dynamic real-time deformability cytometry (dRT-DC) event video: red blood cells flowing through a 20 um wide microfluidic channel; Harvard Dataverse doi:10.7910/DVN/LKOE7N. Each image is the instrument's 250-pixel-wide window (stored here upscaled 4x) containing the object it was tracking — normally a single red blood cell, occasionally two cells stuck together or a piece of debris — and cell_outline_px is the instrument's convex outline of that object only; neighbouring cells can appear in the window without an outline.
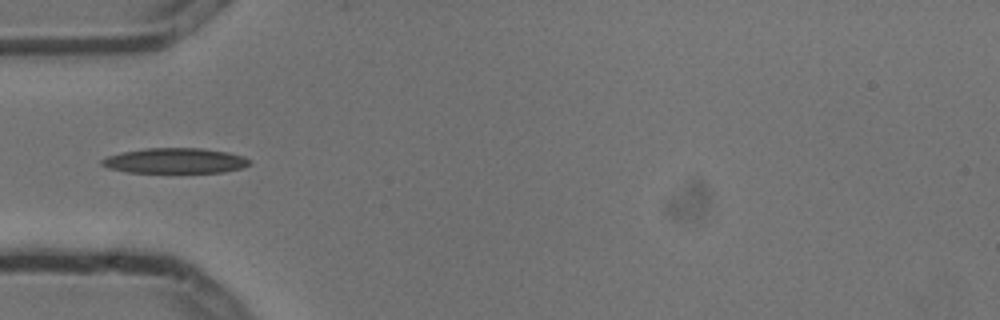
{"species": "common noctule bat (a hibernating species)", "species_latin": "Nyctalus noctula", "temperature_condition": "cold", "stored_images_in_passage": 2, "camera_frame_rate_fps": 3000, "um_per_image_px": 0.085, "animal": {"sex": "male", "body_mass_g": 13.3}, "frame": {"image": 1, "passage_image": 2, "time_ms": 0.333, "image_size_px": [1000, 320], "cell_outline_px": [[252, 164], [244, 168], [224, 172], [128, 172], [108, 168], [100, 164], [100, 160], [108, 156], [124, 152], [144, 148], [200, 148], [228, 152], [240, 156], [248, 160]], "centroid_in_image_um": [14.88, 13.66], "position_along_channel_um": 70.1, "area_um2": 21.62}}